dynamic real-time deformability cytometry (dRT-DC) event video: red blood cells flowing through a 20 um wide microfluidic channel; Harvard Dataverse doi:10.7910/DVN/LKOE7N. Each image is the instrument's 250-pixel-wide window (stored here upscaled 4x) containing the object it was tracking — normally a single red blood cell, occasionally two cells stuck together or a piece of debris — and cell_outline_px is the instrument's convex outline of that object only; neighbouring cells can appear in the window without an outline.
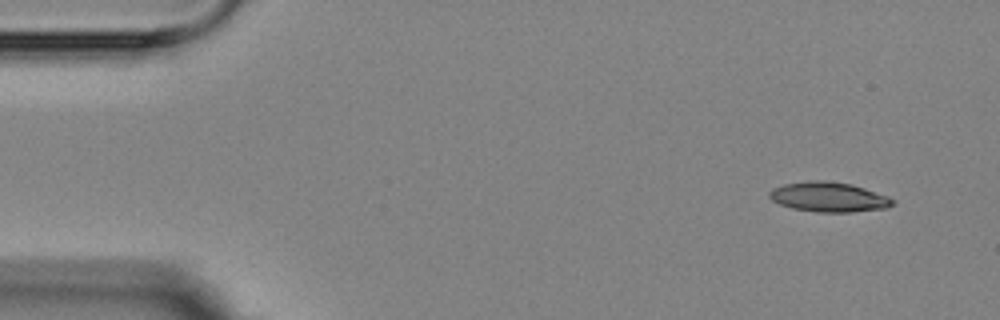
{"species": "Egyptian fruit bat (a non-hibernating species)", "species_latin": "Rousettus aegyptiacus", "temperature_condition": "room temperature", "stored_images_in_passage": 4, "camera_frame_rate_fps": 3000, "um_per_image_px": 0.085, "animal": {"sex": "female"}, "frame": {"image": 1, "passage_image": 1, "time_ms": 0.0, "image_size_px": [1000, 320], "cell_outline_px": [[896, 204], [888, 208], [852, 212], [816, 212], [792, 208], [780, 204], [772, 200], [768, 196], [768, 192], [772, 188], [784, 184], [808, 180], [824, 180], [852, 184], [888, 196], [896, 200]], "centroid_in_image_um": [70.46, 16.74], "position_along_channel_um": 14.5, "area_um2": 21.68}}
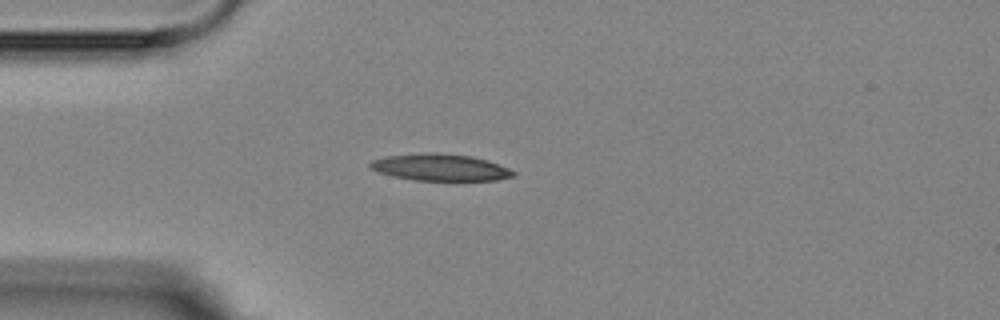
{"frame": {"image": 2, "passage_image": 4, "time_ms": 3.333, "image_size_px": [1000, 320], "cell_outline_px": [[516, 176], [496, 180], [412, 180], [392, 176], [368, 168], [368, 164], [372, 160], [384, 156], [420, 152], [436, 152], [472, 156], [488, 160], [508, 168], [516, 172]], "centroid_in_image_um": [37.39, 14.21], "position_along_channel_um": 47.6, "area_um2": 22.66}}